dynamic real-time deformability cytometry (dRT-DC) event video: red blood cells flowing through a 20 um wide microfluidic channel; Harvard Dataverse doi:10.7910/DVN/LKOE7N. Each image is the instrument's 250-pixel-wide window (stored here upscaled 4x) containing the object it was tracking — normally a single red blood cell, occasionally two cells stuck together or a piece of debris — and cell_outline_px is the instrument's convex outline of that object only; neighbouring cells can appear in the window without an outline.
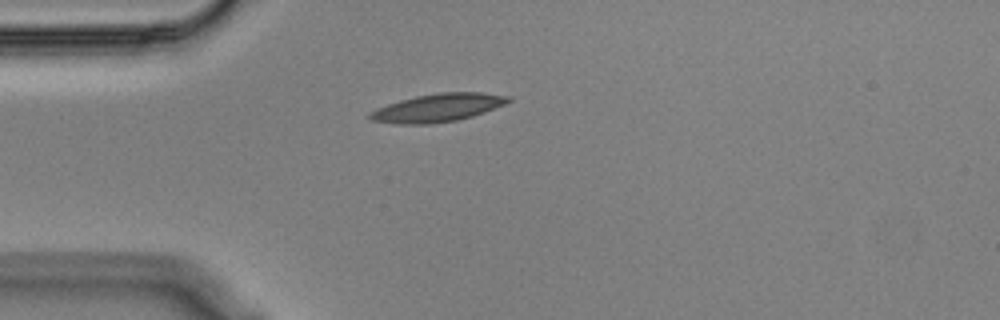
{"species": "Egyptian fruit bat (a non-hibernating species)", "species_latin": "Rousettus aegyptiacus", "temperature_condition": "cold", "stored_images_in_passage": 42, "camera_frame_rate_fps": 3000, "um_per_image_px": 0.085, "animal": {"sex": "male"}, "frame": {"image": 1, "passage_image": 1, "time_ms": 0.0, "image_size_px": [1000, 320], "cell_outline_px": [[512, 100], [504, 104], [484, 112], [472, 116], [456, 120], [428, 124], [396, 124], [372, 120], [368, 116], [368, 112], [376, 108], [400, 100], [416, 96], [440, 92], [480, 92], [512, 96]], "centroid_in_image_um": [37.21, 9.15], "position_along_channel_um": 47.8, "area_um2": 22.6}}
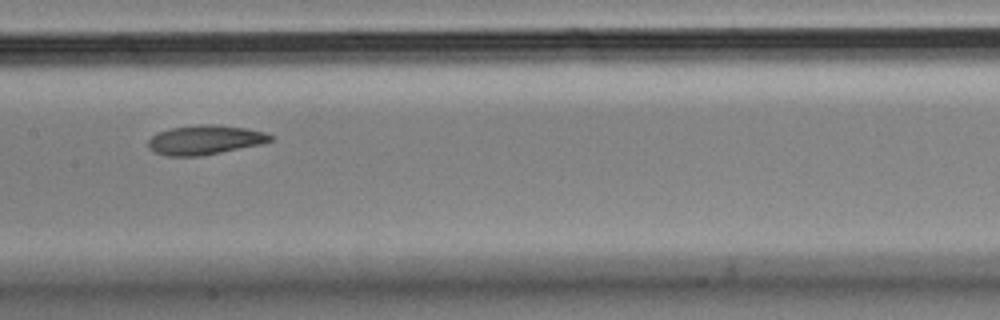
{"frame": {"image": 2, "passage_image": 14, "time_ms": 4.333, "image_size_px": [1000, 320], "cell_outline_px": [[276, 136], [272, 140], [264, 144], [200, 156], [168, 156], [152, 152], [148, 148], [148, 140], [156, 132], [172, 128], [200, 124], [216, 124], [244, 128], [264, 132]], "centroid_in_image_um": [17.42, 11.89], "position_along_channel_um": 190.0, "area_um2": 21.15}}
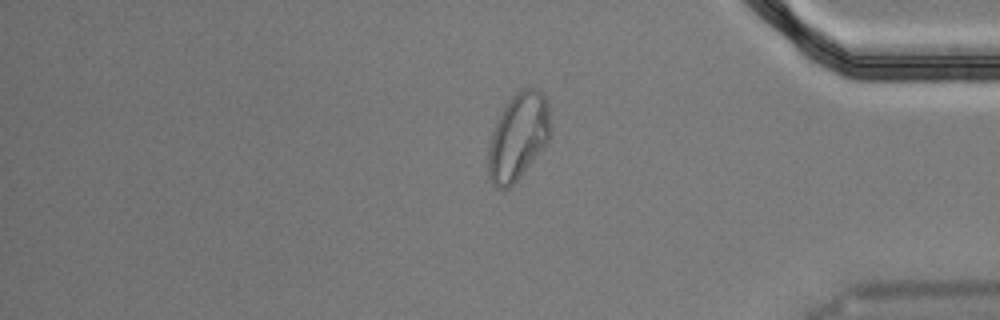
{"frame": {"image": 3, "passage_image": 33, "time_ms": 10.667, "image_size_px": [1000, 320], "cell_outline_px": [[552, 136], [548, 144], [516, 180], [508, 188], [496, 188], [492, 184], [488, 176], [488, 148], [492, 132], [504, 108], [512, 96], [520, 88], [536, 88], [544, 92], [548, 100], [552, 128]], "centroid_in_image_um": [44.1, 11.59], "position_along_channel_um": 391.1, "area_um2": 31.91}, "authors_computed_cell_mechanics": {"area_um2": 21.8773, "velocity_mm_per_s": 3.5605, "shape_relaxation_time_tau1_ms": null, "shape_relaxation_time_tau2_ms": 4.0143, "deformation_change_tau1": null, "deformation_change_tau2": 0.1012}}